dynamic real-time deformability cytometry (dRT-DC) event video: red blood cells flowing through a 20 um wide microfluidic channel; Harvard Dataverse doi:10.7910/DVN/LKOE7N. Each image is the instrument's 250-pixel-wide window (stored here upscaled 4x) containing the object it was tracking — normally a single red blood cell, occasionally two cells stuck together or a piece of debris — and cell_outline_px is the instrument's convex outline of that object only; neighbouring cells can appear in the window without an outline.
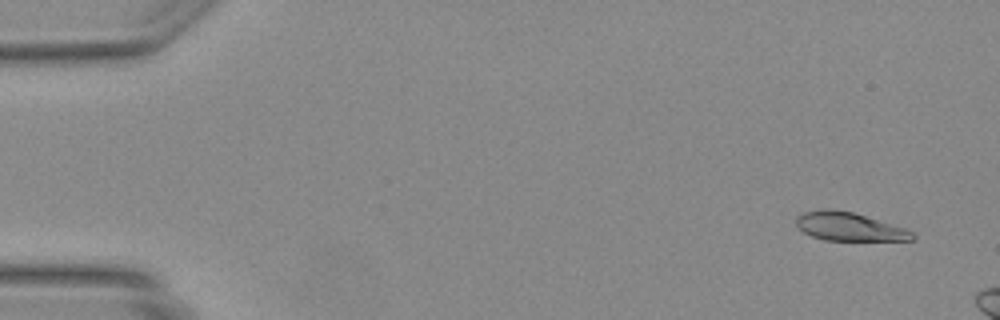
{"species": "Egyptian fruit bat (a non-hibernating species)", "species_latin": "Rousettus aegyptiacus", "temperature_condition": "warm", "stored_images_in_passage": 9, "camera_frame_rate_fps": 3000, "um_per_image_px": 0.085, "animal": {"sex": "female"}, "frame": {"image": 1, "passage_image": 3, "time_ms": 0.667, "image_size_px": [1000, 320], "cell_outline_px": [[916, 240], [824, 240], [812, 236], [804, 232], [796, 224], [796, 216], [804, 212], [824, 208], [832, 208], [852, 212], [904, 228], [912, 232], [916, 236]], "centroid_in_image_um": [72.15, 19.26], "position_along_channel_um": 12.8, "area_um2": 19.07}}